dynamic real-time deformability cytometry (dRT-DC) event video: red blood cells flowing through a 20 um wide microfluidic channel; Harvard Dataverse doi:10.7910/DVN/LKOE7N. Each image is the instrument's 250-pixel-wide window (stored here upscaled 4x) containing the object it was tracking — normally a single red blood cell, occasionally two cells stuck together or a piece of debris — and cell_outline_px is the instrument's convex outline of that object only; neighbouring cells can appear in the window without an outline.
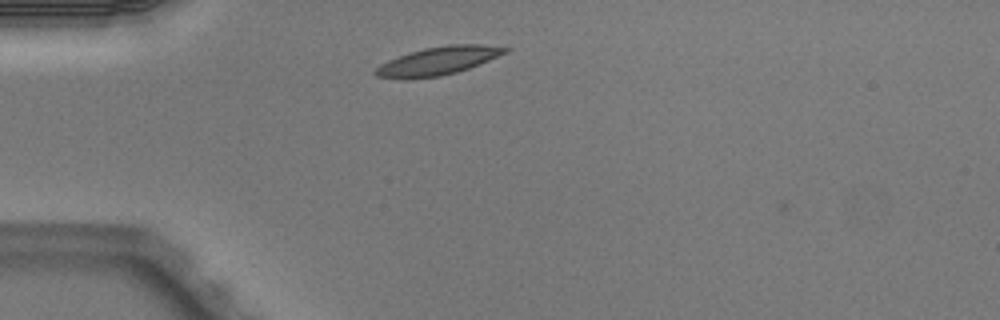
{"species": "Egyptian fruit bat (a non-hibernating species)", "species_latin": "Rousettus aegyptiacus", "temperature_condition": "warm", "stored_images_in_passage": 2, "camera_frame_rate_fps": 3000, "um_per_image_px": 0.085, "animal": {"sex": "male"}, "frame": {"image": 1, "passage_image": 1, "time_ms": 0.0, "image_size_px": [1000, 320], "cell_outline_px": [[512, 48], [508, 52], [480, 64], [456, 72], [440, 76], [404, 80], [376, 76], [372, 72], [380, 64], [388, 60], [424, 48], [448, 44], [484, 44]], "centroid_in_image_um": [37.25, 5.18], "position_along_channel_um": 47.8, "area_um2": 21.44}}